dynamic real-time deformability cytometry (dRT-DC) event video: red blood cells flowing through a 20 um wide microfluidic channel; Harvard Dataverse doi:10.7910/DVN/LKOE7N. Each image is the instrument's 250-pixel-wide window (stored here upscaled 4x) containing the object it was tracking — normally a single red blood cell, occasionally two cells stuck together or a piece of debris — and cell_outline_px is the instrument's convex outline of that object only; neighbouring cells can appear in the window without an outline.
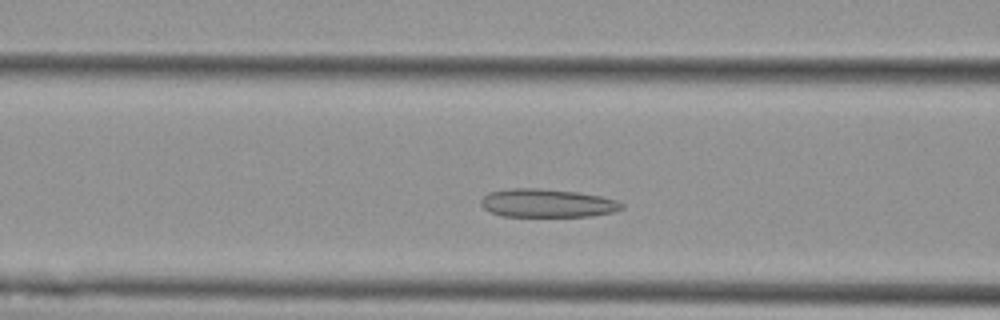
{"species": "Egyptian fruit bat (a non-hibernating species)", "species_latin": "Rousettus aegyptiacus", "temperature_condition": "cold", "stored_images_in_passage": 45, "camera_frame_rate_fps": 3000, "um_per_image_px": 0.085, "animal": {"sex": "female"}, "frame": {"image": 1, "passage_image": 12, "time_ms": 3.667, "image_size_px": [1000, 320], "cell_outline_px": [[624, 208], [616, 212], [592, 216], [500, 216], [488, 212], [480, 204], [480, 200], [488, 192], [508, 188], [540, 188], [576, 192], [600, 196], [616, 200], [624, 204]], "centroid_in_image_um": [46.49, 17.27], "position_along_channel_um": 120.1, "area_um2": 23.52}}
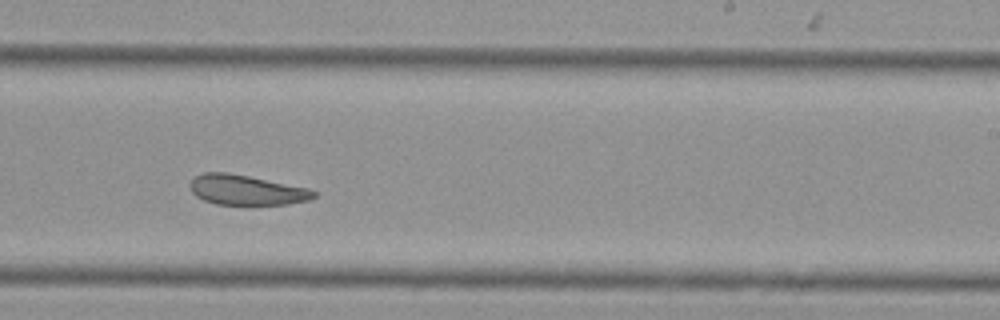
{"frame": {"image": 2, "passage_image": 24, "time_ms": 7.667, "image_size_px": [1000, 320], "cell_outline_px": [[316, 196], [308, 200], [288, 204], [216, 204], [204, 200], [196, 196], [192, 192], [188, 184], [196, 176], [204, 172], [228, 172], [308, 188], [316, 192]], "centroid_in_image_um": [20.91, 16.14], "position_along_channel_um": 268.1, "area_um2": 21.44}}
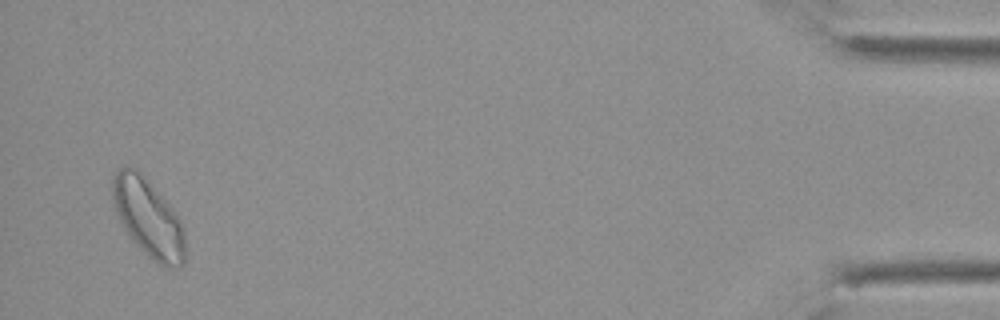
{"frame": {"image": 3, "passage_image": 43, "time_ms": 14.0, "image_size_px": [1000, 320], "cell_outline_px": [[184, 264], [176, 268], [164, 268], [148, 256], [128, 236], [116, 212], [112, 200], [112, 176], [124, 164], [128, 164], [136, 168], [144, 176], [172, 208], [180, 220], [184, 228]], "centroid_in_image_um": [12.58, 18.51], "position_along_channel_um": 422.6, "area_um2": 33.12}, "authors_computed_cell_mechanics": {"area_um2": 24.5072, "velocity_mm_per_s": 3.7129, "shape_relaxation_time_tau1_ms": null, "shape_relaxation_time_tau2_ms": 3.5121, "deformation_change_tau1": null, "deformation_change_tau2": 0.0853}}